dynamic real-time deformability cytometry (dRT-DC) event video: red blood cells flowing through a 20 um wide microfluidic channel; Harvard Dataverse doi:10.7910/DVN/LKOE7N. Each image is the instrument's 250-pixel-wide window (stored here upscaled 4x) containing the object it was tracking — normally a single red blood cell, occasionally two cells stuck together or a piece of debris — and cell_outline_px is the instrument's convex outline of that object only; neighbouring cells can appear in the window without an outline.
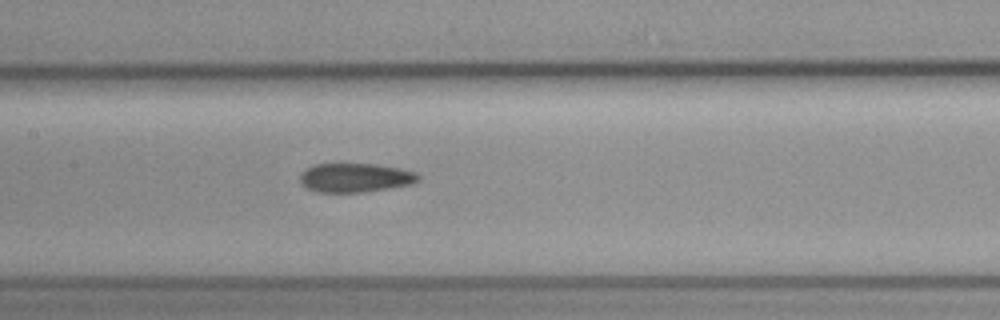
{"species": "common noctule bat (a hibernating species)", "species_latin": "Nyctalus noctula", "temperature_condition": "cold", "stored_images_in_passage": 10, "segment_of_instrument_passage": [1, 2], "camera_frame_rate_fps": 3000, "um_per_image_px": 0.085, "animal": {"sex": "female", "body_mass_g": 19.3, "forearm_length_mm": 54.1}, "frame": {"image": 1, "passage_image": 9, "time_ms": 2.667, "image_size_px": [1000, 320], "cell_outline_px": [[420, 180], [412, 184], [364, 192], [316, 192], [300, 184], [300, 176], [308, 168], [316, 164], [376, 164], [400, 168], [416, 172], [420, 176]], "centroid_in_image_um": [30.23, 15.11], "position_along_channel_um": 177.2, "area_um2": 19.94}}